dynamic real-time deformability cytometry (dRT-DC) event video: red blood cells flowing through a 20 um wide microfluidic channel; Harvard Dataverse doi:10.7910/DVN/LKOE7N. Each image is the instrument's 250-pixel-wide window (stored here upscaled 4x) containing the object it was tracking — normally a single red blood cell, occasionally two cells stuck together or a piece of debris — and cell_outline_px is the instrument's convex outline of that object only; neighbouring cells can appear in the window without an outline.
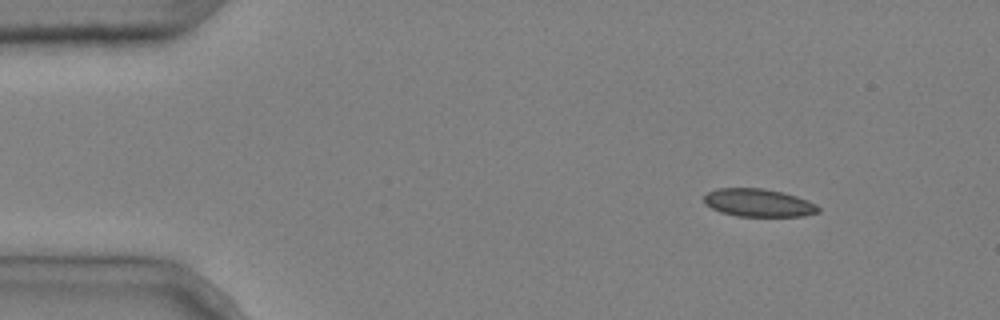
{"species": "common noctule bat (a hibernating species)", "species_latin": "Nyctalus noctula", "temperature_condition": "cold", "stored_images_in_passage": 5, "camera_frame_rate_fps": 3000, "um_per_image_px": 0.085, "animal": {"sex": "male", "body_mass_g": 20.4}, "frame": {"image": 1, "passage_image": 1, "time_ms": 0.0, "image_size_px": [1000, 320], "cell_outline_px": [[820, 212], [804, 216], [736, 216], [720, 212], [704, 204], [704, 196], [708, 192], [716, 188], [764, 188], [784, 192], [808, 200], [816, 204], [820, 208]], "centroid_in_image_um": [64.48, 17.23], "position_along_channel_um": 20.5, "area_um2": 18.79}}
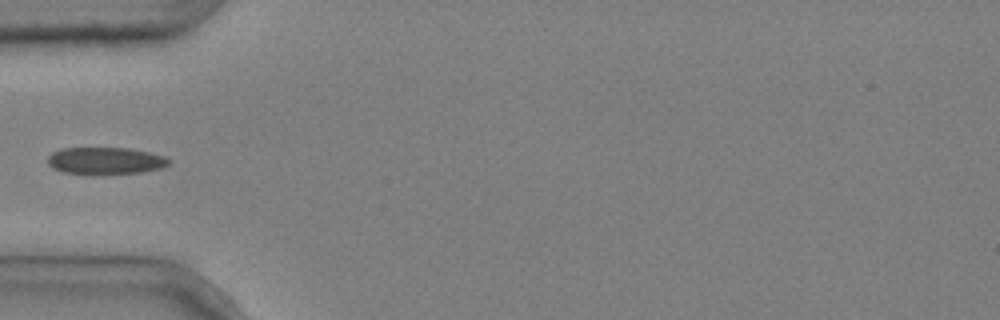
{"frame": {"image": 2, "passage_image": 4, "time_ms": 1.0, "image_size_px": [1000, 320], "cell_outline_px": [[168, 164], [160, 168], [140, 172], [92, 176], [64, 172], [52, 168], [48, 164], [48, 156], [52, 152], [64, 148], [128, 148], [148, 152], [164, 156], [168, 160]], "centroid_in_image_um": [8.89, 13.69], "position_along_channel_um": 76.1, "area_um2": 19.31}}